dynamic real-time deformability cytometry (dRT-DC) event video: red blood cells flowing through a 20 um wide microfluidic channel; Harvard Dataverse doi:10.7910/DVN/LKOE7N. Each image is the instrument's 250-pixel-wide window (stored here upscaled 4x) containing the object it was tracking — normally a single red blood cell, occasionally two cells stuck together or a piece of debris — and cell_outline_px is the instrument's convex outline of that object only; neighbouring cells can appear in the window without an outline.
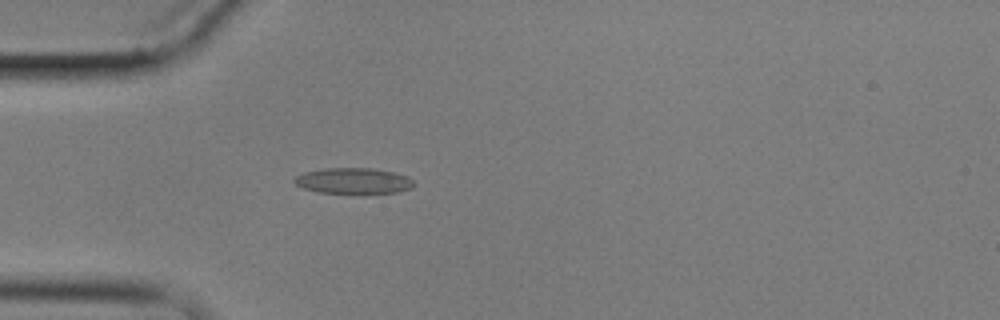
{"species": "common noctule bat (a hibernating species)", "species_latin": "Nyctalus noctula", "temperature_condition": "cold", "stored_images_in_passage": 3, "camera_frame_rate_fps": 3000, "um_per_image_px": 0.085, "animal": {"sex": "male", "body_mass_g": 17.9}, "frame": {"image": 1, "passage_image": 3, "time_ms": 4.0, "image_size_px": [1000, 320], "cell_outline_px": [[412, 188], [396, 192], [316, 192], [304, 188], [296, 184], [292, 180], [296, 176], [304, 172], [328, 168], [372, 168], [392, 172], [408, 176], [412, 180]], "centroid_in_image_um": [30.01, 15.35], "position_along_channel_um": 55.0, "area_um2": 17.51}}